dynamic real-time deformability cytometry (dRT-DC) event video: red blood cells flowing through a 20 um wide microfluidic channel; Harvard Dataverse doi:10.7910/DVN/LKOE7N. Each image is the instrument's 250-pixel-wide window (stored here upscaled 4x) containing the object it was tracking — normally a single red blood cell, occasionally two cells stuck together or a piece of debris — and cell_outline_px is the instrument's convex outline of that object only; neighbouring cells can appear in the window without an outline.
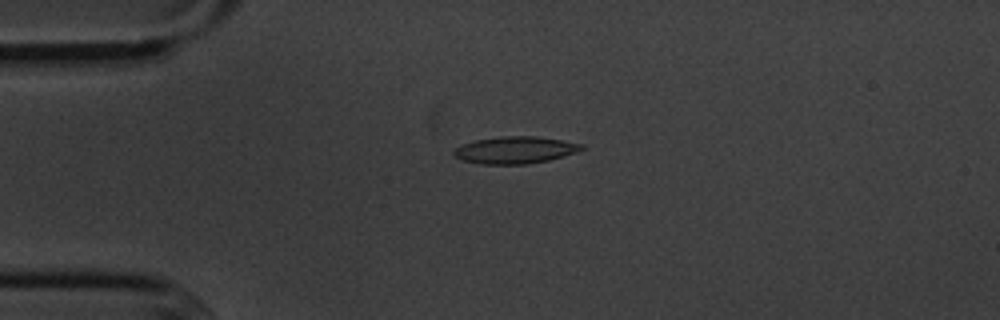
{"species": "common noctule bat (a hibernating species)", "species_latin": "Nyctalus noctula", "temperature_condition": "cold", "stored_images_in_passage": 4, "camera_frame_rate_fps": 3000, "um_per_image_px": 0.085, "animal": {"sex": "male", "body_mass_g": 20.1, "forearm_length_mm": 53.5}, "frame": {"image": 1, "passage_image": 3, "time_ms": 3.333, "image_size_px": [1000, 320], "cell_outline_px": [[584, 148], [576, 152], [548, 160], [524, 164], [480, 164], [464, 160], [456, 156], [452, 152], [460, 144], [476, 140], [500, 136], [536, 136], [584, 144]], "centroid_in_image_um": [43.77, 12.74], "position_along_channel_um": 41.2, "area_um2": 19.94}}